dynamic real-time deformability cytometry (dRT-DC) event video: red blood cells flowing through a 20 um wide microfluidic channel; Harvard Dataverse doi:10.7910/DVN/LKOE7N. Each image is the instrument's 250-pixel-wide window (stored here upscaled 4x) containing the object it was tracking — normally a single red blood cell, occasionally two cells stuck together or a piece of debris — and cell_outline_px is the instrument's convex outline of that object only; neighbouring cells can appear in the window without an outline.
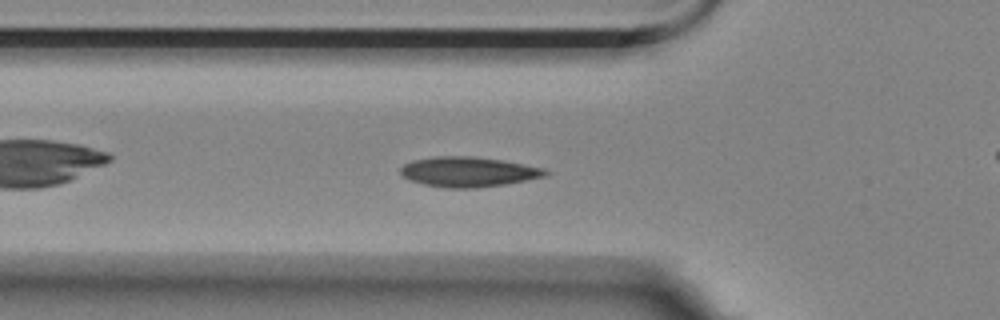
{"species": "Egyptian fruit bat (a non-hibernating species)", "species_latin": "Rousettus aegyptiacus", "temperature_condition": "room temperature", "stored_images_in_passage": 47, "camera_frame_rate_fps": 3000, "um_per_image_px": 0.085, "animal": {"sex": "female"}, "frame": {"image": 1, "passage_image": 8, "time_ms": 2.333, "image_size_px": [1000, 320], "cell_outline_px": [[552, 172], [548, 176], [504, 184], [476, 188], [448, 188], [424, 184], [408, 180], [400, 172], [400, 168], [404, 164], [412, 160], [436, 156], [472, 156], [500, 160], [544, 168]], "centroid_in_image_um": [39.81, 14.6], "position_along_channel_um": 86.0, "area_um2": 25.32}}
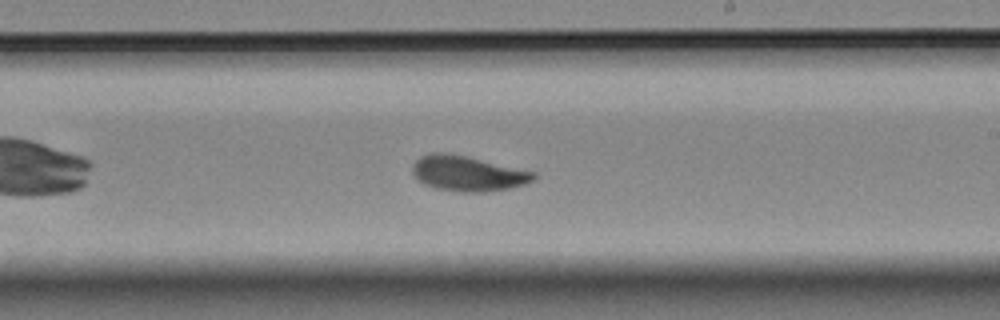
{"frame": {"image": 2, "passage_image": 22, "time_ms": 7.0, "image_size_px": [1000, 320], "cell_outline_px": [[536, 176], [532, 180], [524, 184], [508, 188], [484, 192], [460, 192], [436, 188], [424, 184], [412, 172], [412, 164], [420, 156], [432, 152], [448, 152], [536, 172]], "centroid_in_image_um": [39.73, 14.73], "position_along_channel_um": 249.3, "area_um2": 24.74}}
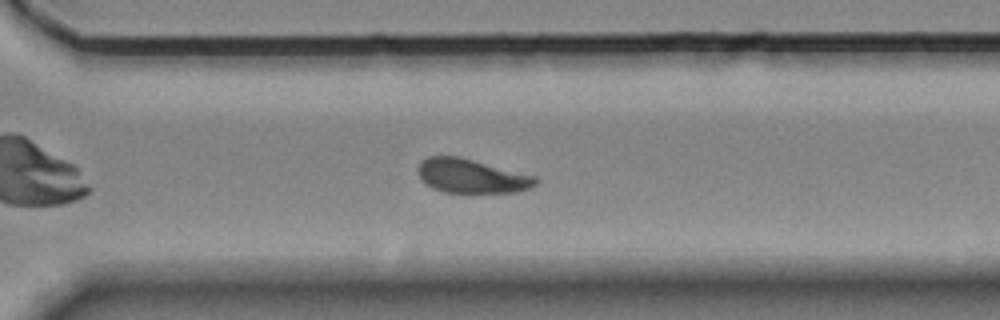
{"frame": {"image": 3, "passage_image": 29, "time_ms": 9.333, "image_size_px": [1000, 320], "cell_outline_px": [[540, 180], [536, 184], [528, 188], [516, 192], [444, 192], [432, 188], [424, 184], [420, 180], [416, 172], [416, 168], [420, 160], [428, 156], [460, 156], [536, 176]], "centroid_in_image_um": [40.01, 14.95], "position_along_channel_um": 330.6, "area_um2": 23.7}, "authors_computed_cell_mechanics": {"area_um2": 24.1026, "velocity_mm_per_s": 3.4908, "shape_relaxation_time_tau1_ms": 2.7014, "shape_relaxation_time_tau2_ms": 2.1005, "deformation_change_tau1": 0.115, "deformation_change_tau2": 0.055}}